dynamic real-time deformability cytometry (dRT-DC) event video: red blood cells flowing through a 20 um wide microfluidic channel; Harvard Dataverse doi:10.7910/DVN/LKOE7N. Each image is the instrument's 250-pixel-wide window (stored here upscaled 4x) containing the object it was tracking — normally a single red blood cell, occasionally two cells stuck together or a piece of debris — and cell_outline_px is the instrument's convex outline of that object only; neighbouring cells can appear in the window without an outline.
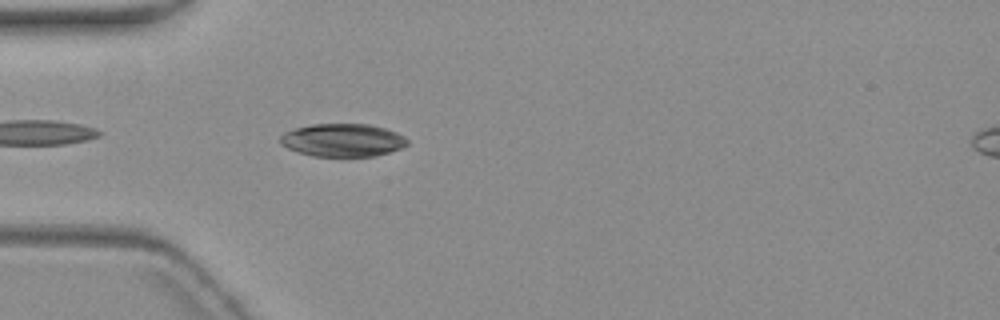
{"species": "common noctule bat (a hibernating species)", "species_latin": "Nyctalus noctula", "temperature_condition": "warm", "stored_images_in_passage": 5, "camera_frame_rate_fps": 3000, "um_per_image_px": 0.085, "animal": {"sex": "female", "body_mass_g": 19.3, "forearm_length_mm": 54.1}, "frame": {"image": 1, "passage_image": 5, "time_ms": 4.667, "image_size_px": [1000, 320], "cell_outline_px": [[408, 144], [404, 148], [376, 156], [312, 156], [296, 152], [280, 144], [280, 136], [284, 132], [296, 128], [312, 124], [368, 124], [384, 128], [396, 132], [404, 136], [408, 140]], "centroid_in_image_um": [29.14, 11.92], "position_along_channel_um": 55.9, "area_um2": 24.57}}